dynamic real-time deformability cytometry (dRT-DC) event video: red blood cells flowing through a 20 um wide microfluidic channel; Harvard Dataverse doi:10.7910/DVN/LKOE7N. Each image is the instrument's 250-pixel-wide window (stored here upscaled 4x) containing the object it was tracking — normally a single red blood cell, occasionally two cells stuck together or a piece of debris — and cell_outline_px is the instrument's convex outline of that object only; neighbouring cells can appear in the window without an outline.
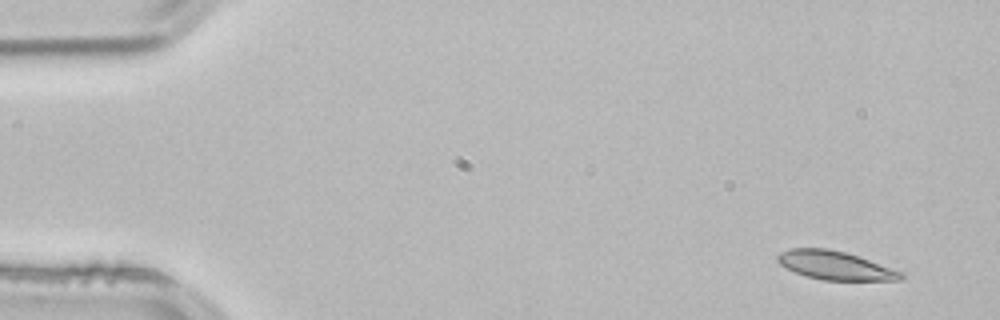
{"species": "common noctule bat (a hibernating species)", "species_latin": "Nyctalus noctula", "temperature_condition": "room temperature", "stored_images_in_passage": 3, "camera_frame_rate_fps": 3000, "um_per_image_px": 0.085, "animal": {"sex": "male", "body_mass_g": 21.5, "forearm_length_mm": 52.0}, "frame": {"image": 1, "passage_image": 1, "time_ms": 0.0, "image_size_px": [1000, 320], "cell_outline_px": [[904, 276], [900, 280], [824, 280], [808, 276], [796, 272], [780, 264], [776, 260], [776, 256], [780, 252], [788, 248], [828, 248], [844, 252], [904, 272]], "centroid_in_image_um": [70.97, 22.55], "position_along_channel_um": 14.0, "area_um2": 20.29}}